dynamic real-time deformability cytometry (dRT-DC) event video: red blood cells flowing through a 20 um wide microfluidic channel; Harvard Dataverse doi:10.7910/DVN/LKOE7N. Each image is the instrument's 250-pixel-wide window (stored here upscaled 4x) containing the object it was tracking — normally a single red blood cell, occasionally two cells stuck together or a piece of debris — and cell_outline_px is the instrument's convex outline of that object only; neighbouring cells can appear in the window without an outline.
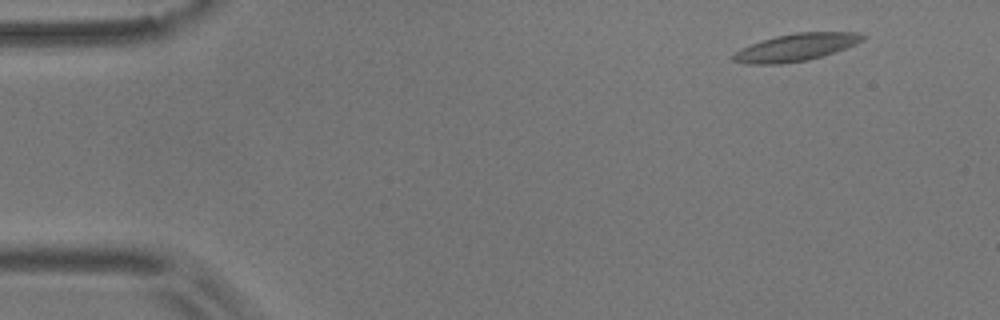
{"species": "common noctule bat (a hibernating species)", "species_latin": "Nyctalus noctula", "temperature_condition": "room temperature", "stored_images_in_passage": 31, "camera_frame_rate_fps": 3000, "um_per_image_px": 0.085, "animal": {"sex": "male", "body_mass_g": 17.9}, "frame": {"image": 1, "passage_image": 5, "time_ms": 1.333, "image_size_px": [1000, 320], "cell_outline_px": [[868, 36], [864, 40], [856, 44], [836, 52], [808, 60], [780, 64], [744, 64], [732, 60], [732, 56], [740, 48], [760, 40], [776, 36], [796, 32], [860, 32]], "centroid_in_image_um": [67.68, 4.02], "position_along_channel_um": 17.3, "area_um2": 20.92}}
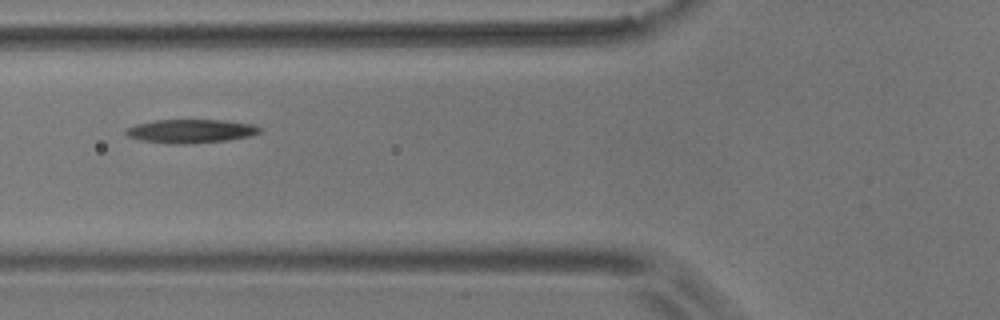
{"frame": {"image": 2, "passage_image": 21, "time_ms": 6.667, "image_size_px": [1000, 320], "cell_outline_px": [[264, 132], [252, 136], [228, 140], [184, 144], [168, 144], [140, 140], [128, 136], [124, 132], [124, 128], [136, 124], [156, 120], [224, 120], [252, 124], [264, 128]], "centroid_in_image_um": [16.25, 11.15], "position_along_channel_um": 109.5, "area_um2": 18.79}}
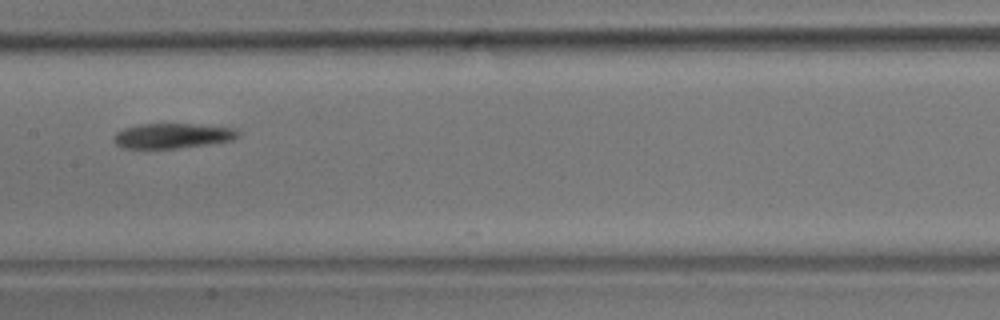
{"frame": {"image": 3, "passage_image": 28, "time_ms": 9.0, "image_size_px": [1000, 320], "cell_outline_px": [[240, 136], [232, 140], [208, 144], [176, 148], [124, 148], [116, 144], [112, 140], [116, 132], [124, 128], [140, 124], [192, 124], [236, 128], [240, 132]], "centroid_in_image_um": [14.67, 11.54], "position_along_channel_um": 192.7, "area_um2": 18.09}}